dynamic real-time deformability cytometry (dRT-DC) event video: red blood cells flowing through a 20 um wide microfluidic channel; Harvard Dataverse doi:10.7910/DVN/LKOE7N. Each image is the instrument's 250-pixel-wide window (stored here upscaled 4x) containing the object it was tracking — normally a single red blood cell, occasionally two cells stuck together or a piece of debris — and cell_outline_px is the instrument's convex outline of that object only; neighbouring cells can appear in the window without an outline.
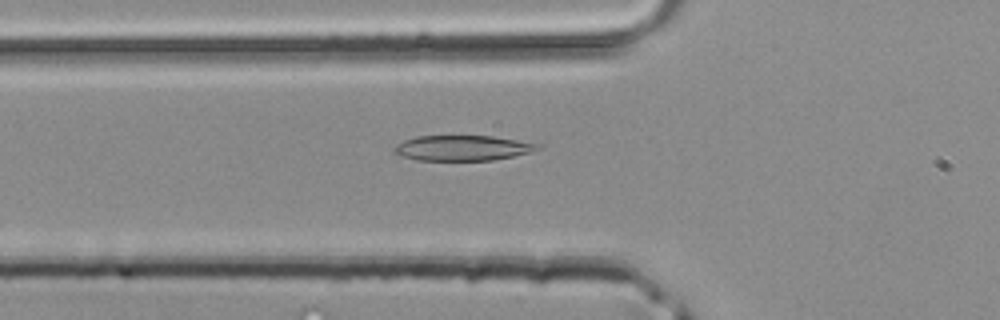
{"species": "common noctule bat (a hibernating species)", "species_latin": "Nyctalus noctula", "temperature_condition": "room temperature", "stored_images_in_passage": 25, "camera_frame_rate_fps": 3000, "um_per_image_px": 0.085, "animal": {"sex": "male", "body_mass_g": 20.4}, "frame": {"image": 1, "passage_image": 6, "time_ms": 1.667, "image_size_px": [1000, 320], "cell_outline_px": [[540, 148], [532, 152], [492, 160], [416, 160], [392, 152], [396, 144], [404, 140], [416, 136], [492, 136], [540, 144]], "centroid_in_image_um": [39.29, 12.57], "position_along_channel_um": 86.5, "area_um2": 20.98}}
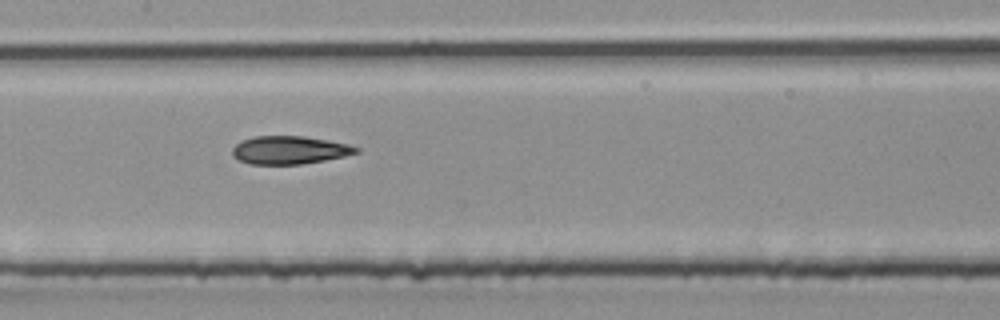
{"frame": {"image": 2, "passage_image": 12, "time_ms": 3.667, "image_size_px": [1000, 320], "cell_outline_px": [[360, 152], [344, 156], [324, 160], [300, 164], [248, 164], [232, 156], [232, 148], [240, 140], [252, 136], [304, 136], [328, 140], [348, 144], [360, 148]], "centroid_in_image_um": [24.58, 12.75], "position_along_channel_um": 182.8, "area_um2": 20.35}}
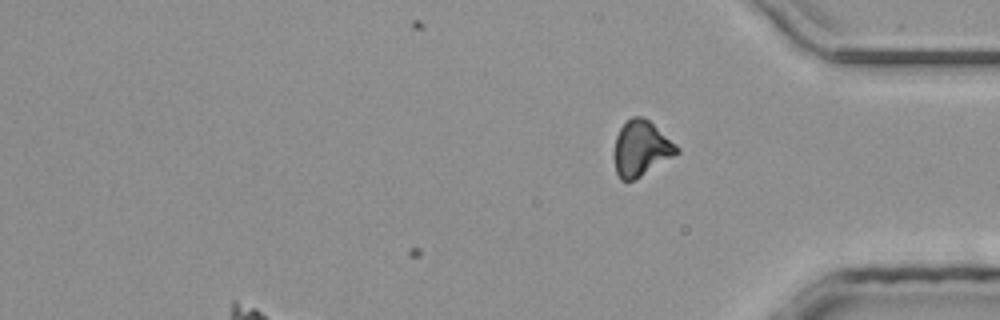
{"frame": {"image": 3, "passage_image": 25, "time_ms": 8.0, "image_size_px": [1000, 320], "cell_outline_px": [[680, 152], [640, 176], [632, 180], [620, 180], [616, 172], [612, 156], [612, 152], [616, 136], [620, 128], [632, 116], [644, 116], [676, 144], [680, 148]], "centroid_in_image_um": [54.45, 12.61], "position_along_channel_um": 380.7, "area_um2": 20.23}}